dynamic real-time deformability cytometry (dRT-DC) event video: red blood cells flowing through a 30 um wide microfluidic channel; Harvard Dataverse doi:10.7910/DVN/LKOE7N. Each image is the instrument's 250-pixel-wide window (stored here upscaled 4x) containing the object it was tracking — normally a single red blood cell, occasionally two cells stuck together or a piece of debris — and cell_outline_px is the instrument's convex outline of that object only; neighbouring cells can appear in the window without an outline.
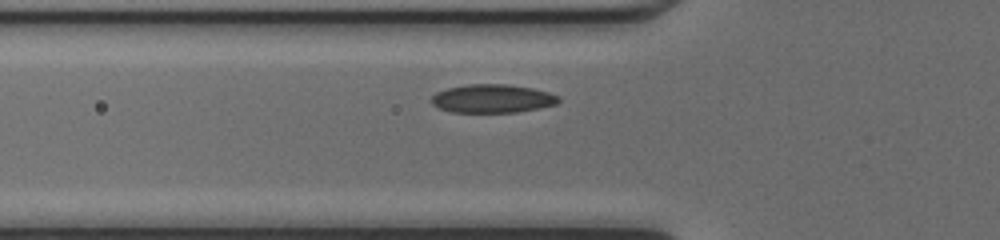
{"species": "common noctule bat (a hibernating species)", "species_latin": "Nyctalus noctula", "temperature_condition": "cold", "stored_images_in_passage": 35, "camera_frame_rate_fps": 3000, "um_per_image_px": 0.085, "animal": {"sex": "female", "body_mass_g": 17.0, "forearm_length_mm": 48.0}, "frame": {"image": 1, "passage_image": 7, "time_ms": 2.0, "image_size_px": [1000, 240], "cell_outline_px": [[560, 100], [556, 104], [540, 108], [516, 112], [452, 112], [440, 108], [432, 104], [428, 100], [436, 92], [448, 88], [468, 84], [508, 84], [532, 88], [548, 92], [560, 96]], "centroid_in_image_um": [41.85, 8.38], "position_along_channel_um": 84.0, "area_um2": 21.15}}
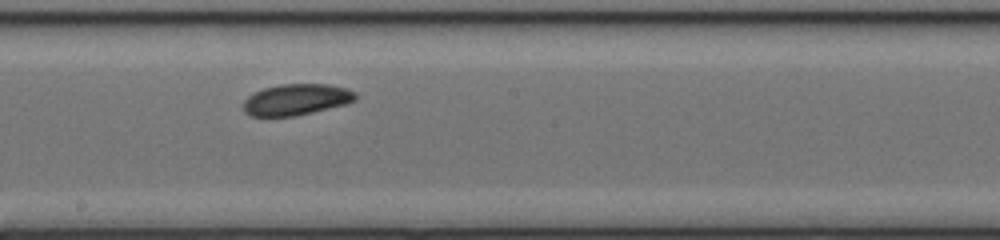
{"frame": {"image": 2, "passage_image": 17, "time_ms": 5.333, "image_size_px": [1000, 240], "cell_outline_px": [[356, 100], [344, 104], [296, 116], [252, 116], [244, 112], [244, 100], [248, 96], [264, 88], [280, 84], [328, 84], [344, 88], [356, 92]], "centroid_in_image_um": [25.17, 8.46], "position_along_channel_um": 223.0, "area_um2": 20.17}}
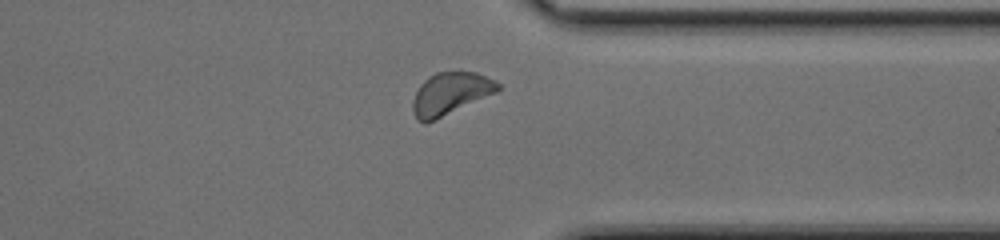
{"frame": {"image": 3, "passage_image": 28, "time_ms": 9.0, "image_size_px": [1000, 240], "cell_outline_px": [[500, 88], [496, 92], [436, 120], [424, 124], [416, 120], [412, 112], [412, 100], [420, 84], [428, 76], [436, 72], [476, 72], [500, 84]], "centroid_in_image_um": [38.22, 7.98], "position_along_channel_um": 373.2, "area_um2": 20.98}, "authors_computed_cell_mechanics": {"area_um2": 20.7502, "velocity_mm_per_s": 4.1778, "shape_relaxation_time_tau1_ms": 1.7385, "shape_relaxation_time_tau2_ms": null, "deformation_change_tau1": 0.0693, "deformation_change_tau2": null}}